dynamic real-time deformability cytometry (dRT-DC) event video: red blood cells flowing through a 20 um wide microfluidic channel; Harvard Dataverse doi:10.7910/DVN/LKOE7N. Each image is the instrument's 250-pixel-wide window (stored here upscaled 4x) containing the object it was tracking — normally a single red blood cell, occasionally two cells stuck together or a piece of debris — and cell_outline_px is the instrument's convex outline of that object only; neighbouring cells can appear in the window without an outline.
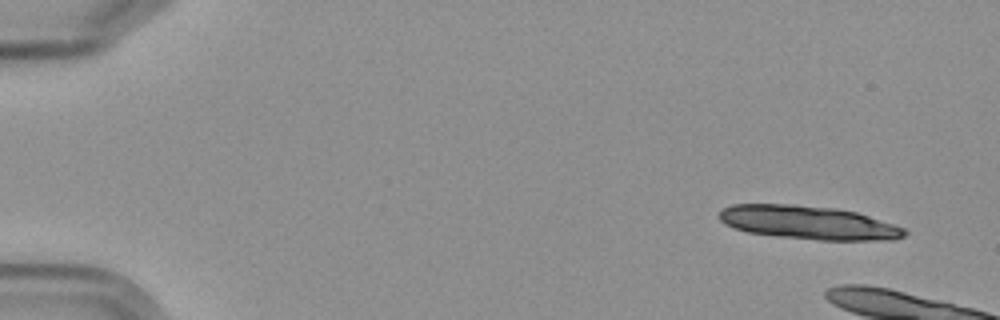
{"species": "Egyptian fruit bat (a non-hibernating species)", "species_latin": "Rousettus aegyptiacus", "temperature_condition": "cold", "stored_images_in_passage": 4, "camera_frame_rate_fps": 3000, "um_per_image_px": 0.085, "frame": {"image": 1, "passage_image": 1, "time_ms": 0.0, "image_size_px": [1000, 320], "cell_outline_px": [[908, 232], [904, 236], [896, 240], [820, 240], [776, 236], [748, 232], [724, 224], [720, 220], [720, 208], [732, 204], [796, 204], [832, 208], [856, 212], [904, 228]], "centroid_in_image_um": [68.69, 18.92], "position_along_channel_um": 16.3, "area_um2": 36.13}}